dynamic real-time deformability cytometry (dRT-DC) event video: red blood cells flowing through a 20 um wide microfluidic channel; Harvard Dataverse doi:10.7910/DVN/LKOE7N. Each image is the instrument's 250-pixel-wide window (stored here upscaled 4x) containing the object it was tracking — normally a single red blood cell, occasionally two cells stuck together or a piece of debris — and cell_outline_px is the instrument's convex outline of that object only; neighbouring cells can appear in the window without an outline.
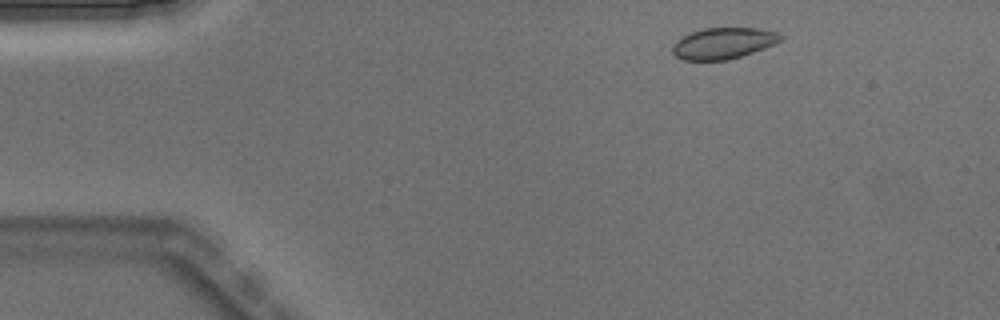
{"species": "Egyptian fruit bat (a non-hibernating species)", "species_latin": "Rousettus aegyptiacus", "temperature_condition": "warm", "stored_images_in_passage": 3, "camera_frame_rate_fps": 3000, "um_per_image_px": 0.085, "animal": {"sex": "male"}, "frame": {"image": 1, "passage_image": 1, "time_ms": 0.0, "image_size_px": [1000, 320], "cell_outline_px": [[784, 36], [776, 44], [728, 60], [684, 60], [676, 56], [672, 52], [672, 48], [676, 40], [692, 32], [704, 28], [760, 28], [776, 32]], "centroid_in_image_um": [61.49, 3.67], "position_along_channel_um": 23.5, "area_um2": 19.54}}